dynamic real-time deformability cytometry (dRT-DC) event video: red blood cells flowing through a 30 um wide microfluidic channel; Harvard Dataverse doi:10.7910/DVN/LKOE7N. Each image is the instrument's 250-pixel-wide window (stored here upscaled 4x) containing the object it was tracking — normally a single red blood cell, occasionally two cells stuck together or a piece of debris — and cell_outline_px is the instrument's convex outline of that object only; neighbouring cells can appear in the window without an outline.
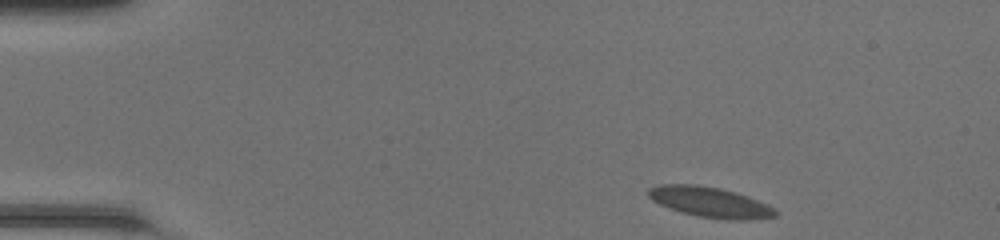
{"species": "common noctule bat (a hibernating species)", "species_latin": "Nyctalus noctula", "temperature_condition": "room temperature", "stored_images_in_passage": 44, "camera_frame_rate_fps": 3000, "um_per_image_px": 0.085, "animal": {"sex": "female", "body_mass_g": 20.0, "forearm_length_mm": 54.0}, "frame": {"image": 1, "passage_image": 1, "time_ms": 0.0, "image_size_px": [1000, 240], "cell_outline_px": [[780, 212], [776, 216], [744, 220], [732, 220], [696, 216], [680, 212], [660, 204], [652, 200], [648, 196], [648, 188], [660, 184], [696, 184], [720, 188], [736, 192], [748, 196], [768, 204], [776, 208]], "centroid_in_image_um": [60.38, 17.18], "position_along_channel_um": 24.6, "area_um2": 22.66}}
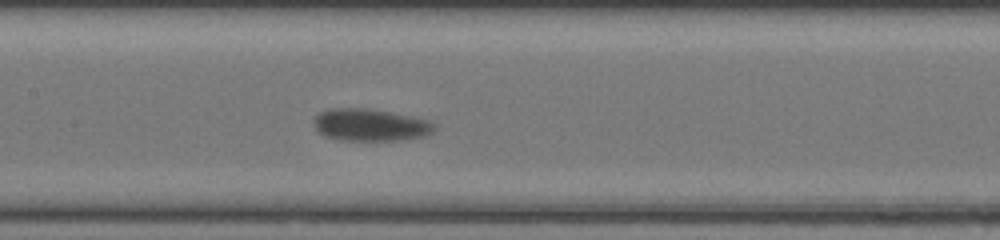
{"frame": {"image": 2, "passage_image": 19, "time_ms": 6.0, "image_size_px": [1000, 240], "cell_outline_px": [[436, 128], [432, 132], [424, 136], [400, 140], [344, 140], [324, 136], [316, 132], [312, 124], [312, 120], [320, 112], [328, 108], [368, 108], [412, 116], [432, 120], [436, 124]], "centroid_in_image_um": [31.46, 10.61], "position_along_channel_um": 175.9, "area_um2": 23.0}}
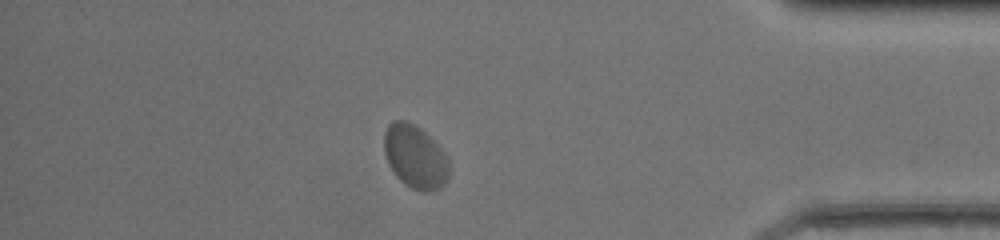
{"frame": {"image": 3, "passage_image": 38, "time_ms": 12.333, "image_size_px": [1000, 240], "cell_outline_px": [[448, 180], [440, 188], [428, 192], [424, 192], [412, 188], [404, 184], [396, 176], [388, 164], [384, 152], [384, 132], [388, 124], [392, 120], [404, 120], [420, 128], [444, 152], [448, 160]], "centroid_in_image_um": [35.26, 13.33], "position_along_channel_um": 399.9, "area_um2": 23.93}, "authors_computed_cell_mechanics": {"area_um2": 22.3975, "velocity_mm_per_s": 4.0693, "shape_relaxation_time_tau1_ms": 6.9094, "shape_relaxation_time_tau2_ms": null, "deformation_change_tau1": 0.1381, "deformation_change_tau2": null}}